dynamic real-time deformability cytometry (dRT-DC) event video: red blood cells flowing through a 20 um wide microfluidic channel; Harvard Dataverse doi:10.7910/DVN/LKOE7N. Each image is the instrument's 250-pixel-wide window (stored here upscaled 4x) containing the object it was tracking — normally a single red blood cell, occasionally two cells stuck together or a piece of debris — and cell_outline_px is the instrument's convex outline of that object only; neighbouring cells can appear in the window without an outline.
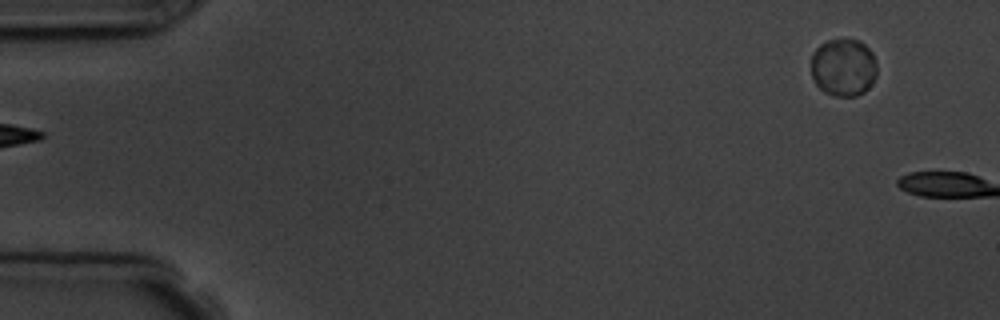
{"species": "common noctule bat (a hibernating species)", "species_latin": "Nyctalus noctula", "temperature_condition": "room temperature", "stored_images_in_passage": 5, "segment_of_instrument_passage": [2, 2], "camera_frame_rate_fps": 3000, "um_per_image_px": 0.085, "animal": {"sex": "male", "body_mass_g": 19.5, "forearm_length_mm": 54.6}, "frame": {"image": 1, "passage_image": 5, "time_ms": 5.333, "image_size_px": [1000, 320], "cell_outline_px": [[876, 76], [872, 84], [864, 92], [856, 96], [836, 96], [824, 92], [816, 84], [812, 76], [812, 52], [820, 44], [828, 40], [860, 40], [872, 52], [876, 60]], "centroid_in_image_um": [71.7, 5.73], "position_along_channel_um": 13.3, "area_um2": 22.2}}